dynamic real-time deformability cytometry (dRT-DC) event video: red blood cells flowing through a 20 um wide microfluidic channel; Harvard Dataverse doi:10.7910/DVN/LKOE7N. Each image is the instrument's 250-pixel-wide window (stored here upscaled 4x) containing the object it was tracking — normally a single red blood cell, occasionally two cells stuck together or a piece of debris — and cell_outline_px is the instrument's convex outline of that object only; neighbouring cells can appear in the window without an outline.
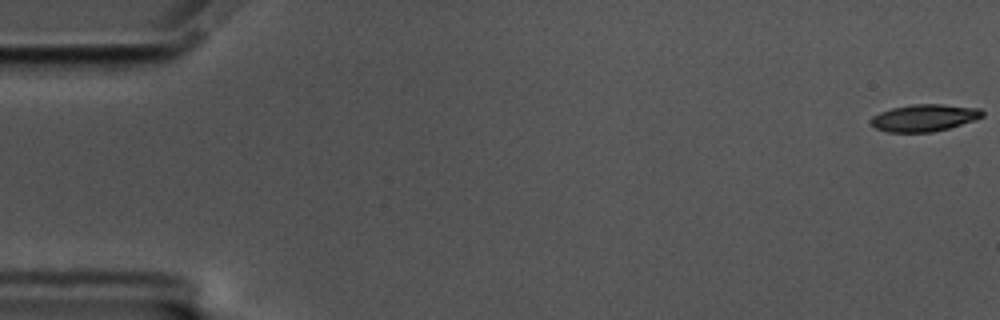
{"species": "common noctule bat (a hibernating species)", "species_latin": "Nyctalus noctula", "temperature_condition": "cold", "stored_images_in_passage": 58, "camera_frame_rate_fps": 3000, "um_per_image_px": 0.085, "animal": {"sex": "male", "body_mass_g": 17.5, "forearm_length_mm": 52.3}, "frame": {"image": 1, "passage_image": 1, "time_ms": 0.0, "image_size_px": [1000, 320], "cell_outline_px": [[984, 116], [948, 128], [932, 132], [888, 132], [876, 128], [868, 120], [872, 116], [880, 112], [892, 108], [912, 104], [944, 104], [980, 108], [984, 112]], "centroid_in_image_um": [78.54, 10.0], "position_along_channel_um": 6.5, "area_um2": 17.51}}
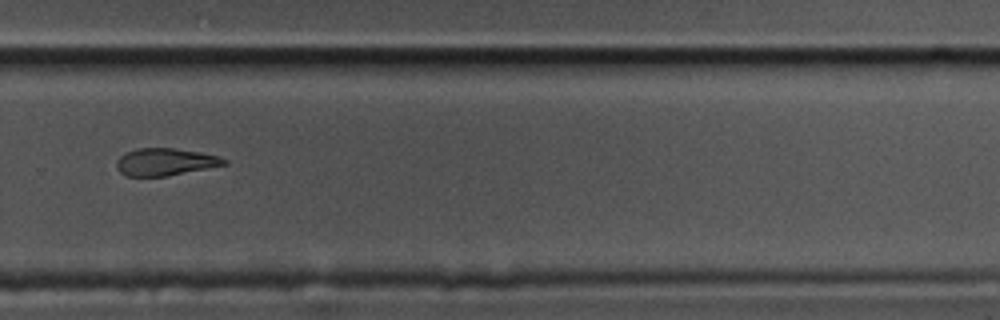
{"frame": {"image": 2, "passage_image": 40, "time_ms": 13.0, "image_size_px": [1000, 320], "cell_outline_px": [[228, 164], [164, 176], [124, 176], [116, 168], [116, 160], [120, 156], [136, 148], [172, 148], [200, 152], [216, 156], [228, 160]], "centroid_in_image_um": [14.0, 13.76], "position_along_channel_um": 315.8, "area_um2": 16.94}}
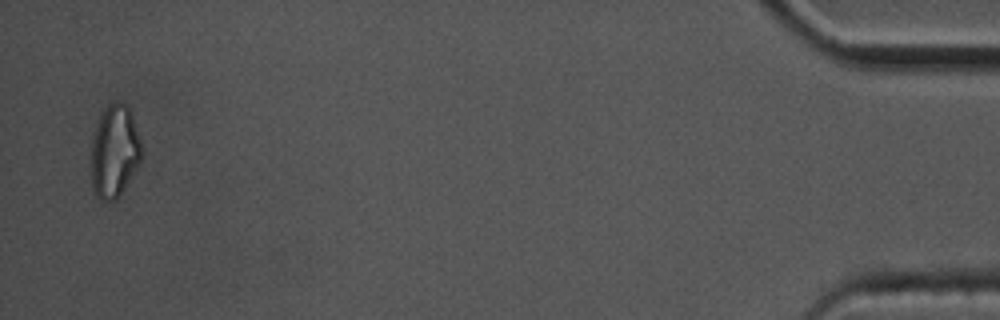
{"frame": {"image": 3, "passage_image": 57, "time_ms": 18.667, "image_size_px": [1000, 320], "cell_outline_px": [[140, 160], [116, 200], [104, 200], [96, 196], [92, 192], [92, 132], [104, 108], [112, 100], [116, 100], [124, 104], [128, 108], [132, 116], [140, 140]], "centroid_in_image_um": [9.69, 12.82], "position_along_channel_um": 425.5, "area_um2": 26.7}}